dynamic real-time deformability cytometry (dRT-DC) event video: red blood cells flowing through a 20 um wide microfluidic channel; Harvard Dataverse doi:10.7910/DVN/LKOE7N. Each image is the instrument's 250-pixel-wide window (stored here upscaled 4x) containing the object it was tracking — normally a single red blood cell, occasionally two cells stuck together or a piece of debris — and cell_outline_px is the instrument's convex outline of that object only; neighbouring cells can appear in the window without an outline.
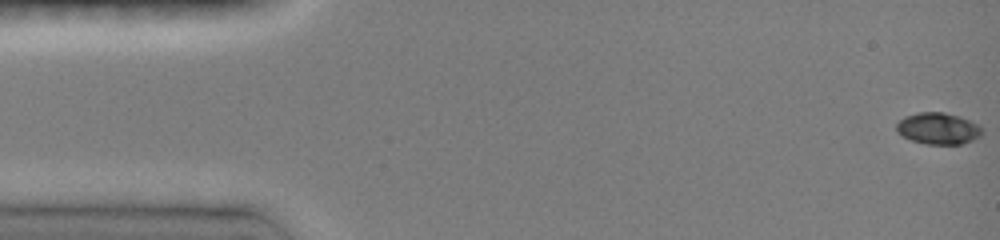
{"species": "common noctule bat (a hibernating species)", "species_latin": "Nyctalus noctula", "temperature_condition": "room temperature", "stored_images_in_passage": 47, "camera_frame_rate_fps": 3000, "um_per_image_px": 0.085, "animal": {"sex": "female", "body_mass_g": 19.0, "forearm_length_mm": 51.5}, "frame": {"image": 1, "passage_image": 1, "time_ms": 0.0, "image_size_px": [1000, 240], "cell_outline_px": [[980, 136], [972, 140], [960, 144], [928, 144], [912, 140], [904, 136], [896, 128], [896, 124], [904, 116], [916, 112], [944, 112], [960, 116], [976, 124], [980, 128]], "centroid_in_image_um": [79.72, 10.9], "position_along_channel_um": 5.3, "area_um2": 15.43}}
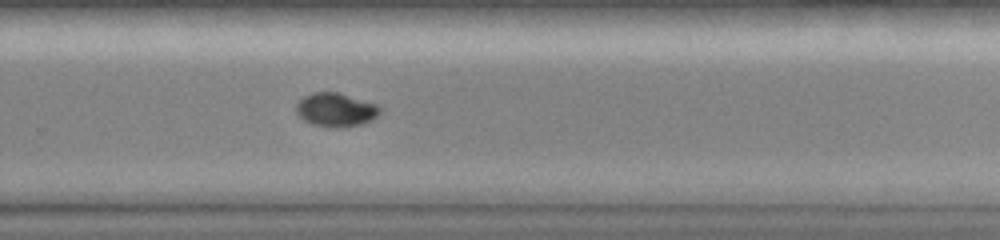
{"frame": {"image": 2, "passage_image": 32, "time_ms": 10.333, "image_size_px": [1000, 240], "cell_outline_px": [[384, 108], [372, 120], [364, 124], [312, 124], [304, 120], [296, 112], [296, 104], [304, 96], [312, 92], [340, 92], [376, 104]], "centroid_in_image_um": [28.57, 9.26], "position_along_channel_um": 301.2, "area_um2": 15.84}}
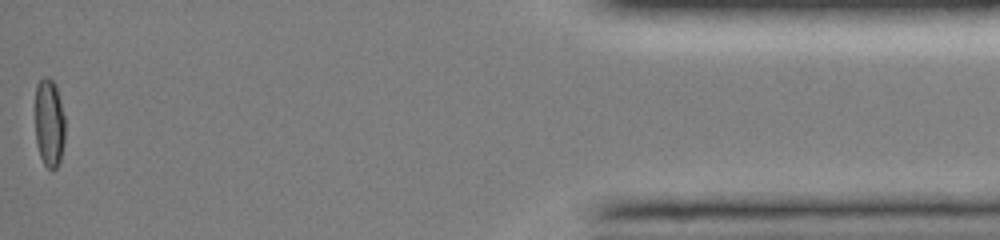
{"frame": {"image": 3, "passage_image": 47, "time_ms": 15.333, "image_size_px": [1000, 240], "cell_outline_px": [[64, 140], [60, 160], [56, 168], [52, 172], [44, 164], [40, 156], [36, 144], [36, 84], [44, 76], [48, 76], [52, 80], [56, 88], [60, 100], [64, 116]], "centroid_in_image_um": [4.18, 10.48], "position_along_channel_um": 431.0, "area_um2": 15.32}, "authors_computed_cell_mechanics": {"area_um2": 16.0106, "velocity_mm_per_s": 4.1345, "shape_relaxation_time_tau1_ms": 4.8874, "shape_relaxation_time_tau2_ms": null, "deformation_change_tau1": 0.1864, "deformation_change_tau2": null}}